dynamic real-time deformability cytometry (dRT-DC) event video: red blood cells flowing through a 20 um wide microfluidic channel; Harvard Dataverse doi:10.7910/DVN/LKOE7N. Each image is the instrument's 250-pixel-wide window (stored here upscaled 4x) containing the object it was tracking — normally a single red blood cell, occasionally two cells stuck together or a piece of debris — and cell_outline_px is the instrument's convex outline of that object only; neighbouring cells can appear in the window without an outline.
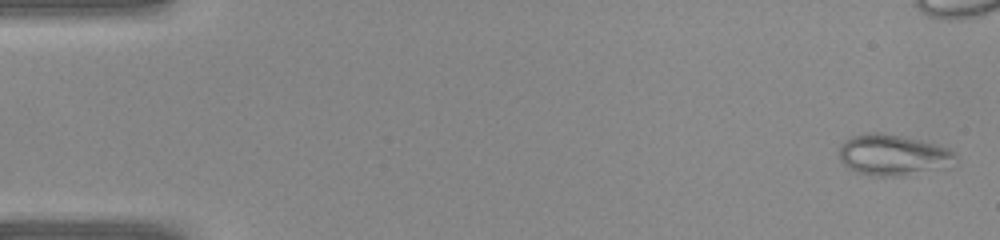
{"species": "common noctule bat (a hibernating species)", "species_latin": "Nyctalus noctula", "temperature_condition": "warm", "stored_images_in_passage": 39, "camera_frame_rate_fps": 3000, "um_per_image_px": 0.085, "animal": {"sex": "female", "body_mass_g": 22.0, "forearm_length_mm": 56.7}, "frame": {"image": 1, "passage_image": 1, "time_ms": 0.0, "image_size_px": [1000, 240], "cell_outline_px": [[956, 156], [920, 168], [892, 176], [872, 176], [856, 172], [848, 168], [840, 160], [840, 148], [844, 140], [848, 136], [864, 132], [880, 132], [900, 136], [948, 148], [956, 152]], "centroid_in_image_um": [75.58, 13.09], "position_along_channel_um": 9.4, "area_um2": 25.61}}
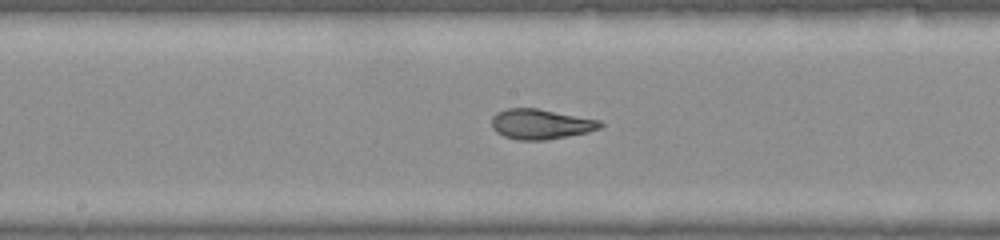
{"frame": {"image": 2, "passage_image": 21, "time_ms": 6.667, "image_size_px": [1000, 240], "cell_outline_px": [[604, 124], [600, 128], [588, 132], [568, 136], [544, 140], [516, 140], [504, 136], [496, 132], [492, 128], [492, 116], [496, 112], [508, 108], [536, 108], [600, 120]], "centroid_in_image_um": [45.94, 10.55], "position_along_channel_um": 202.3, "area_um2": 19.07}}
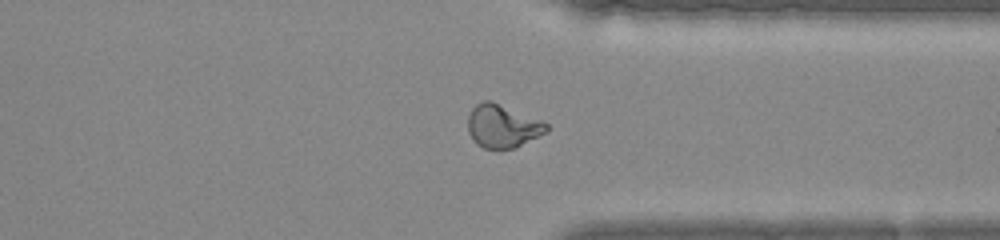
{"frame": {"image": 3, "passage_image": 31, "time_ms": 10.0, "image_size_px": [1000, 240], "cell_outline_px": [[548, 132], [512, 148], [484, 148], [476, 144], [472, 140], [468, 132], [468, 116], [472, 108], [476, 104], [484, 100], [492, 100], [544, 120], [548, 124]], "centroid_in_image_um": [42.72, 10.69], "position_along_channel_um": 368.7, "area_um2": 20.0}}